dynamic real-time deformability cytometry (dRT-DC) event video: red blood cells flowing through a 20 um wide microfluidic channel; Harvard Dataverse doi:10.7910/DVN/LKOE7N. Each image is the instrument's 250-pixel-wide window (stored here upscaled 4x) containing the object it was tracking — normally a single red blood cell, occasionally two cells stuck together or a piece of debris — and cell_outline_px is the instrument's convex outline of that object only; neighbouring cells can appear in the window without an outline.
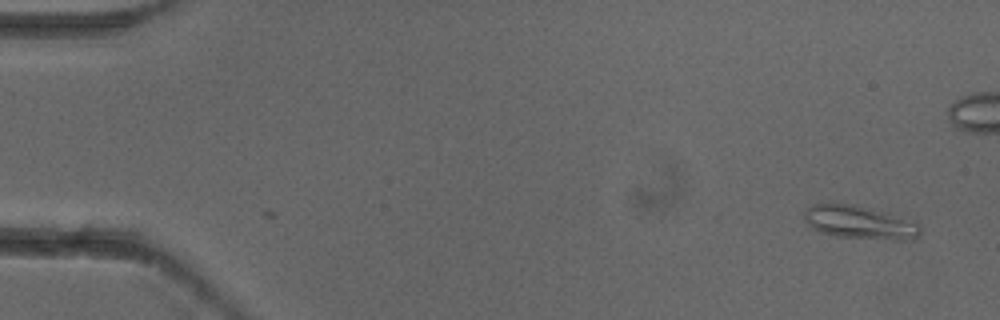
{"species": "common noctule bat (a hibernating species)", "species_latin": "Nyctalus noctula", "temperature_condition": "cold", "stored_images_in_passage": 8, "segment_of_instrument_passage": [1, 2], "camera_frame_rate_fps": 3000, "um_per_image_px": 0.085, "animal": {"sex": "female"}, "frame": {"image": 1, "passage_image": 1, "time_ms": 0.0, "image_size_px": [1000, 320], "cell_outline_px": [[920, 236], [912, 240], [896, 240], [836, 236], [820, 232], [812, 228], [808, 224], [804, 216], [804, 208], [812, 204], [856, 204], [888, 212], [916, 220], [920, 224]], "centroid_in_image_um": [73.14, 18.89], "position_along_channel_um": 11.9, "area_um2": 22.95}}
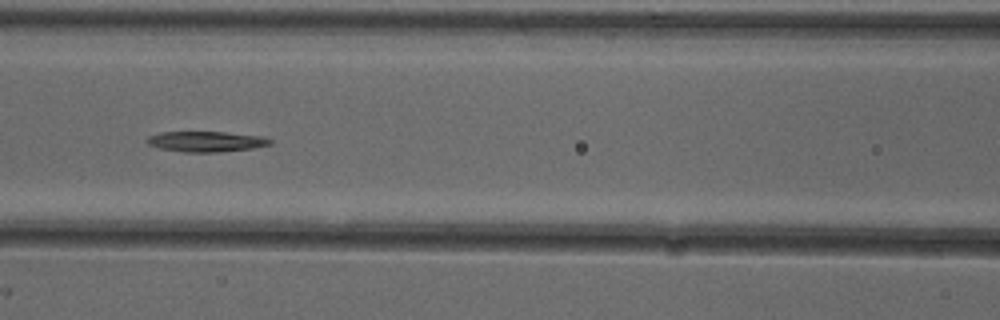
{"frame": {"image": 2, "passage_image": 7, "time_ms": 2.0, "image_size_px": [1000, 320], "cell_outline_px": [[272, 144], [252, 148], [216, 152], [184, 152], [160, 148], [148, 144], [144, 140], [148, 136], [160, 132], [224, 132], [264, 136], [272, 140]], "centroid_in_image_um": [17.51, 12.02], "position_along_channel_um": 149.1, "area_um2": 14.68}}